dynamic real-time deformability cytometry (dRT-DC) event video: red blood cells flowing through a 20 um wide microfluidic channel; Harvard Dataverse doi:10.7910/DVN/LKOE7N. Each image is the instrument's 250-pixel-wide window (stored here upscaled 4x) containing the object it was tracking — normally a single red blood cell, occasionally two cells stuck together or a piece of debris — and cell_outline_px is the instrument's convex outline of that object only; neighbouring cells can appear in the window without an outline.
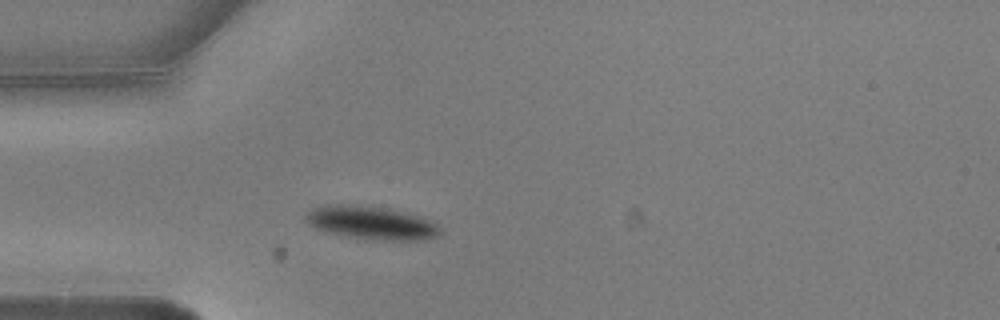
{"species": "common noctule bat (a hibernating species)", "species_latin": "Nyctalus noctula", "temperature_condition": "warm", "stored_images_in_passage": 2, "camera_frame_rate_fps": 3000, "um_per_image_px": 0.085, "animal": {"sex": "male", "body_mass_g": 20.5, "forearm_length_mm": 52.5}, "frame": {"image": 1, "passage_image": 2, "time_ms": 0.333, "image_size_px": [1000, 320], "cell_outline_px": [[440, 232], [436, 236], [424, 240], [384, 240], [348, 236], [328, 232], [316, 228], [308, 224], [304, 216], [308, 212], [316, 208], [328, 204], [344, 204], [380, 208], [420, 216], [432, 220], [440, 228]], "centroid_in_image_um": [31.57, 18.95], "position_along_channel_um": 53.4, "area_um2": 25.37}}